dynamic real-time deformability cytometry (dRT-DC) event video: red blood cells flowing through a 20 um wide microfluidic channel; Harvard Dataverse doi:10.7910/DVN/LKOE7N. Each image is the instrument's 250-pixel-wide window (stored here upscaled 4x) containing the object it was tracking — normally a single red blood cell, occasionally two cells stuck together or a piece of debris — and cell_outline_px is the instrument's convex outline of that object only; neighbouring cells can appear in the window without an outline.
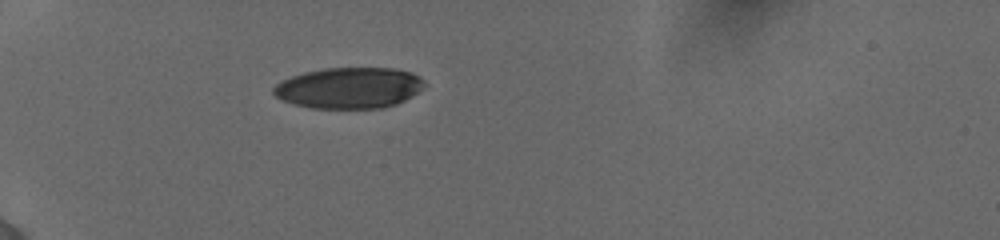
{"species": "human", "species_latin": "Homo sapiens", "temperature_condition": "cold", "stored_images_in_passage": 28, "camera_frame_rate_fps": 3000, "um_per_image_px": 0.085, "donor": {"sex": "female"}, "frame": {"image": 1, "passage_image": 1, "time_ms": 0.0, "image_size_px": [1000, 240], "cell_outline_px": [[424, 88], [412, 96], [396, 104], [380, 108], [312, 108], [296, 104], [284, 100], [276, 96], [272, 92], [272, 88], [276, 84], [292, 76], [304, 72], [324, 68], [396, 68], [412, 72], [420, 76], [424, 80]], "centroid_in_image_um": [29.71, 7.46], "position_along_channel_um": 55.3, "area_um2": 36.07}}
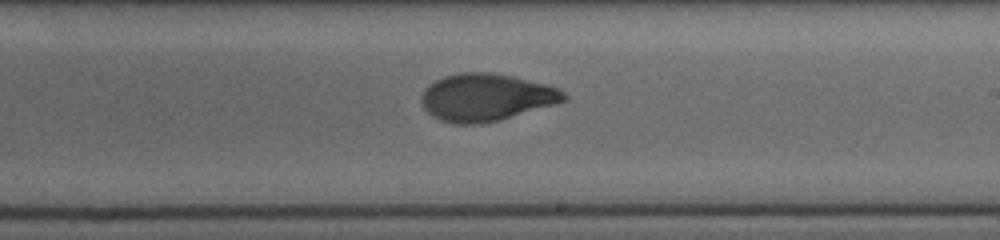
{"frame": {"image": 2, "passage_image": 14, "time_ms": 5.667, "image_size_px": [1000, 240], "cell_outline_px": [[568, 100], [556, 104], [500, 120], [480, 124], [456, 124], [440, 120], [432, 116], [424, 108], [420, 100], [420, 96], [436, 80], [444, 76], [460, 72], [492, 72], [512, 76], [560, 88], [568, 96]], "centroid_in_image_um": [41.34, 8.28], "position_along_channel_um": 247.7, "area_um2": 39.36}}
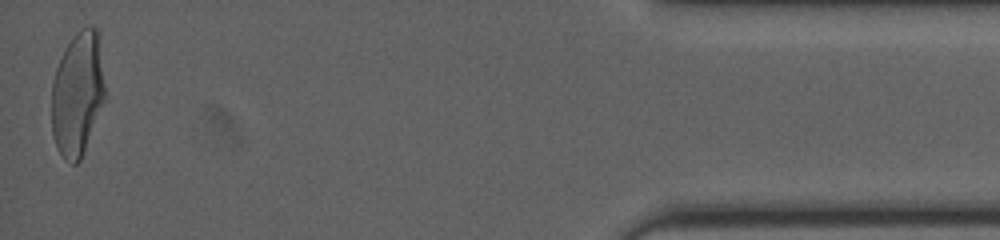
{"frame": {"image": 3, "passage_image": 28, "time_ms": 12.0, "image_size_px": [1000, 240], "cell_outline_px": [[104, 100], [80, 160], [76, 164], [72, 164], [64, 160], [56, 148], [52, 132], [52, 80], [56, 68], [72, 36], [80, 28], [96, 28], [104, 88]], "centroid_in_image_um": [6.54, 8.04], "position_along_channel_um": 428.7, "area_um2": 37.69}, "authors_computed_cell_mechanics": {"area_um2": 38.7549, "velocity_mm_per_s": 3.8869, "shape_relaxation_time_tau1_ms": 5.6737, "shape_relaxation_time_tau2_ms": 1.3883, "deformation_change_tau1": 0.214, "deformation_change_tau2": 0.0704}}